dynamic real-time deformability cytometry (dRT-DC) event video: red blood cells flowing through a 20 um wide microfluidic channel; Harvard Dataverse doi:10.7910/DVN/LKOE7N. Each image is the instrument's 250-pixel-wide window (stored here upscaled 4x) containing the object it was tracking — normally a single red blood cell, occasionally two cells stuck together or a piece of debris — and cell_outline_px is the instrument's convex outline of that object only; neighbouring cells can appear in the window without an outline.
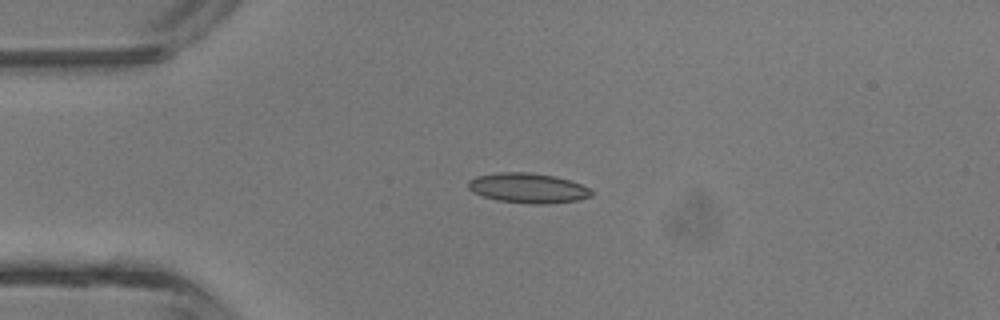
{"species": "common noctule bat (a hibernating species)", "species_latin": "Nyctalus noctula", "temperature_condition": "room temperature", "stored_images_in_passage": 4, "camera_frame_rate_fps": 3000, "um_per_image_px": 0.085, "animal": {"sex": "male", "body_mass_g": 13.3}, "frame": {"image": 1, "passage_image": 3, "time_ms": 3.333, "image_size_px": [1000, 320], "cell_outline_px": [[592, 196], [576, 200], [548, 204], [532, 204], [496, 200], [472, 192], [468, 188], [468, 180], [476, 176], [496, 172], [528, 172], [556, 176], [580, 184], [588, 188], [592, 192]], "centroid_in_image_um": [44.84, 15.98], "position_along_channel_um": 40.2, "area_um2": 21.5}}
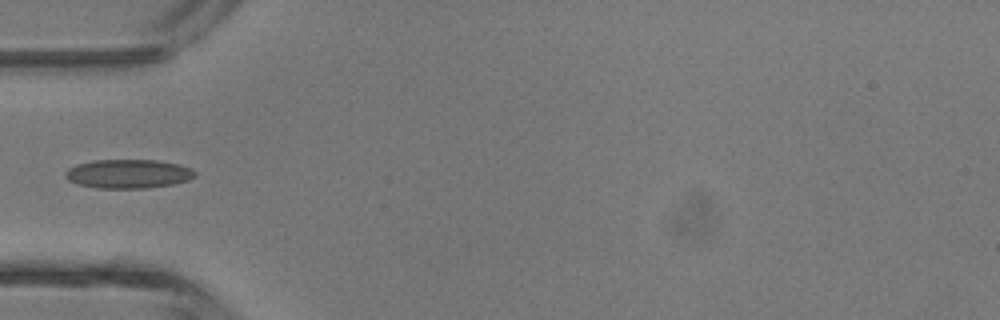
{"frame": {"image": 2, "passage_image": 4, "time_ms": 4.667, "image_size_px": [1000, 320], "cell_outline_px": [[196, 176], [188, 180], [172, 184], [144, 188], [96, 188], [80, 184], [68, 180], [64, 176], [64, 172], [68, 168], [76, 164], [92, 160], [156, 160], [180, 164], [192, 168], [196, 172]], "centroid_in_image_um": [10.9, 14.76], "position_along_channel_um": 74.1, "area_um2": 21.96}}